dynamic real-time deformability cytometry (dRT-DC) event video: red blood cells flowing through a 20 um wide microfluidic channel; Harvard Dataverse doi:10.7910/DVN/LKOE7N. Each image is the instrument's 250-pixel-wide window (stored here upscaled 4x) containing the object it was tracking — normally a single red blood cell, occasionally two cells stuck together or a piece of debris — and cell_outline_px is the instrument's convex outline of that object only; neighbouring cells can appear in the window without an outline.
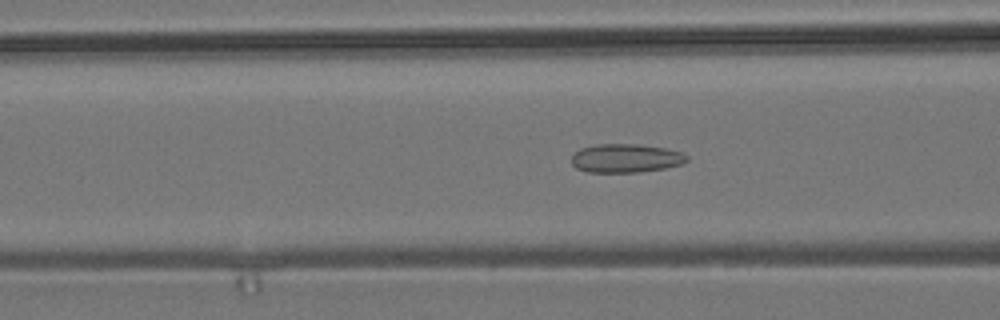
{"species": "common noctule bat (a hibernating species)", "species_latin": "Nyctalus noctula", "temperature_condition": "room temperature", "stored_images_in_passage": 53, "camera_frame_rate_fps": 3000, "um_per_image_px": 0.085, "animal": {"sex": "male", "body_mass_g": 19.2, "forearm_length_mm": 51.8}, "frame": {"image": 1, "passage_image": 20, "time_ms": 6.333, "image_size_px": [1000, 320], "cell_outline_px": [[688, 160], [680, 164], [664, 168], [640, 172], [588, 172], [576, 168], [572, 164], [572, 156], [580, 148], [592, 144], [640, 144], [664, 148], [680, 152], [688, 156]], "centroid_in_image_um": [53.16, 13.44], "position_along_channel_um": 113.4, "area_um2": 19.25}}
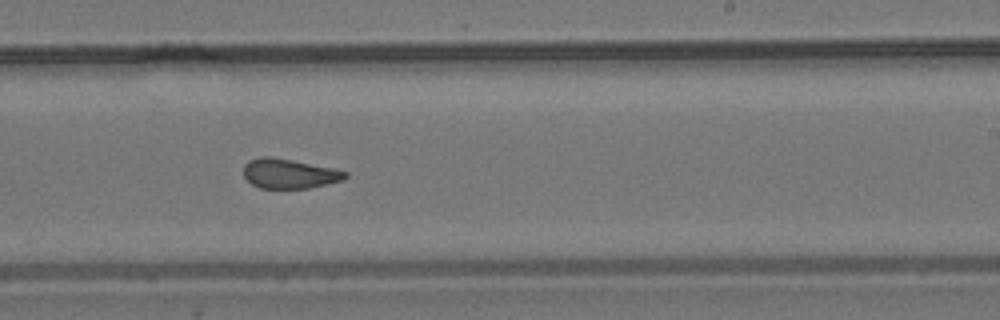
{"frame": {"image": 2, "passage_image": 32, "time_ms": 10.333, "image_size_px": [1000, 320], "cell_outline_px": [[348, 176], [344, 180], [308, 188], [260, 188], [252, 184], [244, 176], [244, 164], [248, 160], [260, 156], [268, 156], [336, 168], [348, 172]], "centroid_in_image_um": [24.6, 14.75], "position_along_channel_um": 264.4, "area_um2": 17.63}}
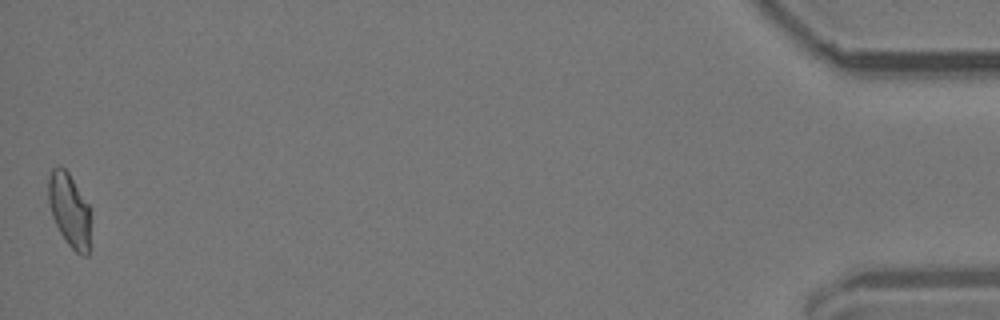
{"frame": {"image": 3, "passage_image": 53, "time_ms": 17.333, "image_size_px": [1000, 320], "cell_outline_px": [[88, 256], [84, 256], [76, 252], [68, 244], [60, 232], [52, 216], [48, 200], [48, 180], [52, 168], [60, 164], [68, 172], [88, 204]], "centroid_in_image_um": [5.85, 17.81], "position_along_channel_um": 429.3, "area_um2": 17.63}, "authors_computed_cell_mechanics": {"area_um2": 18.6694, "velocity_mm_per_s": 3.7737, "shape_relaxation_time_tau1_ms": null, "shape_relaxation_time_tau2_ms": 2.0111, "deformation_change_tau1": null, "deformation_change_tau2": 0.078}}